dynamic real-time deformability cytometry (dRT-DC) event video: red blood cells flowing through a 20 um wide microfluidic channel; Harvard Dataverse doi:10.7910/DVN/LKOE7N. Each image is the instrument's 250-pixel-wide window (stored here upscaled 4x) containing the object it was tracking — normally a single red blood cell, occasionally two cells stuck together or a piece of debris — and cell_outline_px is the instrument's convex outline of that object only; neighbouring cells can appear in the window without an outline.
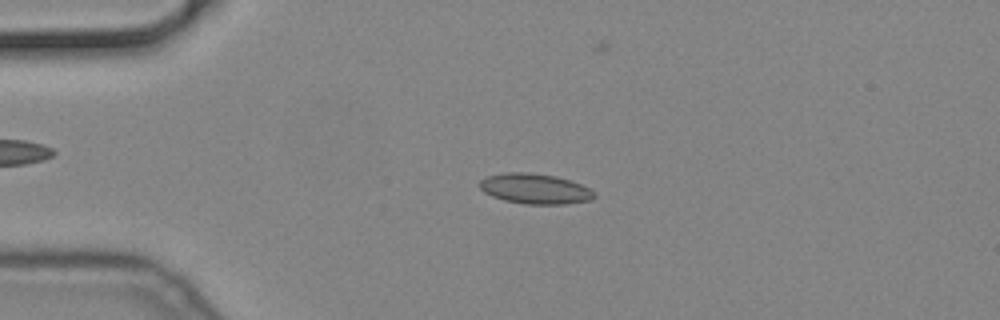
{"species": "common noctule bat (a hibernating species)", "species_latin": "Nyctalus noctula", "temperature_condition": "cold", "stored_images_in_passage": 57, "camera_frame_rate_fps": 3000, "um_per_image_px": 0.085, "animal": {"sex": "male", "body_mass_g": 19.2, "forearm_length_mm": 51.8}, "frame": {"image": 1, "passage_image": 13, "time_ms": 4.0, "image_size_px": [1000, 320], "cell_outline_px": [[596, 196], [592, 200], [564, 204], [524, 204], [504, 200], [492, 196], [484, 192], [480, 188], [480, 180], [488, 176], [504, 172], [528, 172], [556, 176], [580, 184], [596, 192]], "centroid_in_image_um": [45.48, 16.04], "position_along_channel_um": 39.5, "area_um2": 20.23}}
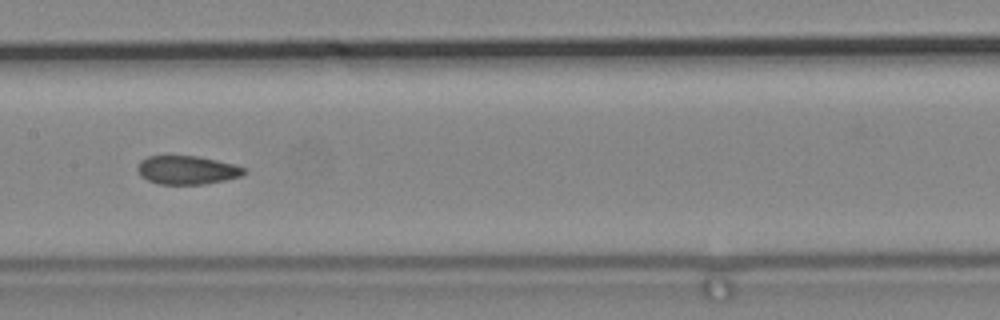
{"frame": {"image": 2, "passage_image": 28, "time_ms": 9.0, "image_size_px": [1000, 320], "cell_outline_px": [[248, 172], [240, 176], [224, 180], [204, 184], [160, 184], [148, 180], [140, 176], [136, 168], [140, 160], [148, 156], [196, 156], [216, 160], [232, 164], [244, 168]], "centroid_in_image_um": [15.86, 14.45], "position_along_channel_um": 191.5, "area_um2": 17.63}}
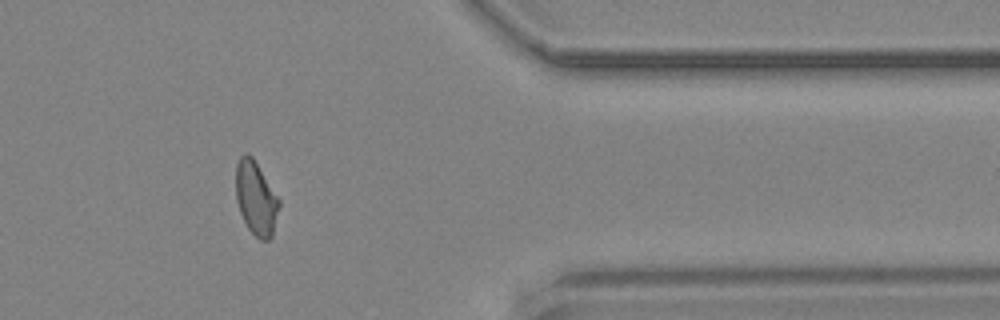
{"frame": {"image": 3, "passage_image": 46, "time_ms": 15.0, "image_size_px": [1000, 320], "cell_outline_px": [[280, 204], [272, 236], [268, 240], [260, 240], [248, 228], [240, 212], [236, 200], [236, 164], [240, 156], [244, 152], [248, 152], [252, 156], [280, 200]], "centroid_in_image_um": [21.75, 16.82], "position_along_channel_um": 389.7, "area_um2": 18.5}}